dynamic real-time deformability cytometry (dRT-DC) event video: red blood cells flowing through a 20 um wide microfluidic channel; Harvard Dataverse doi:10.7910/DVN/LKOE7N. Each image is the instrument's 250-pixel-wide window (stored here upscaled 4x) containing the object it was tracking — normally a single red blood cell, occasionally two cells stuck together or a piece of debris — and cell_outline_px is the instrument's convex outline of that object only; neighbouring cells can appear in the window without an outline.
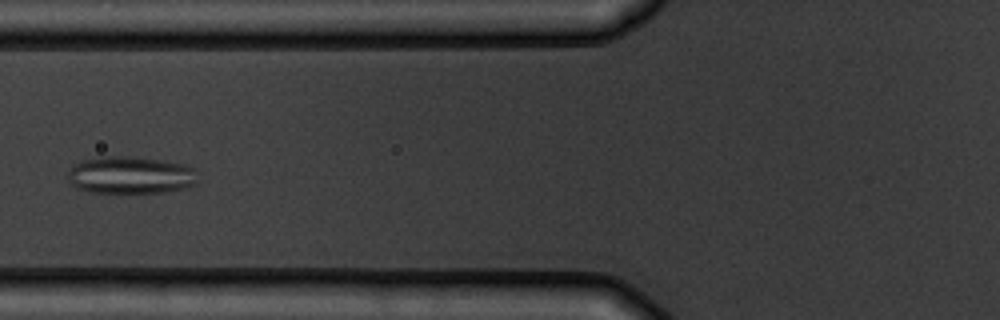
{"species": "common noctule bat (a hibernating species)", "species_latin": "Nyctalus noctula", "temperature_condition": "warm", "stored_images_in_passage": 6, "camera_frame_rate_fps": 3000, "um_per_image_px": 0.085, "animal": {"sex": "male", "body_mass_g": 19.5, "forearm_length_mm": 54.6}, "frame": {"image": 1, "passage_image": 5, "time_ms": 4.667, "image_size_px": [1000, 320], "cell_outline_px": [[196, 184], [184, 188], [164, 192], [88, 192], [76, 188], [72, 184], [68, 176], [68, 172], [76, 164], [84, 160], [104, 156], [136, 156], [184, 164], [196, 168]], "centroid_in_image_um": [11.13, 14.88], "position_along_channel_um": 114.7, "area_um2": 28.21}}